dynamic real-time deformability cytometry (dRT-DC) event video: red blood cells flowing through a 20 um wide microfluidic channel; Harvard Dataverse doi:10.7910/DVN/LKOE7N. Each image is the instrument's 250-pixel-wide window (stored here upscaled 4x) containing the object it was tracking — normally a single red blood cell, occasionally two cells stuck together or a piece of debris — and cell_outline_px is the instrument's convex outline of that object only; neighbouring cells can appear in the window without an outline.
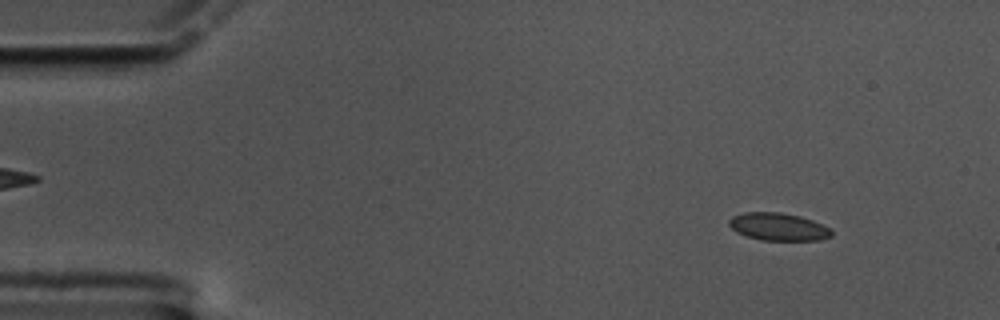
{"species": "common noctule bat (a hibernating species)", "species_latin": "Nyctalus noctula", "temperature_condition": "cold", "stored_images_in_passage": 59, "camera_frame_rate_fps": 3000, "um_per_image_px": 0.085, "animal": {"sex": "male", "body_mass_g": 17.5, "forearm_length_mm": 52.3}, "frame": {"image": 1, "passage_image": 6, "time_ms": 1.667, "image_size_px": [1000, 320], "cell_outline_px": [[832, 236], [820, 240], [760, 240], [744, 236], [736, 232], [728, 224], [728, 220], [732, 216], [744, 212], [780, 212], [800, 216], [812, 220], [828, 228], [832, 232]], "centroid_in_image_um": [66.11, 19.27], "position_along_channel_um": 18.9, "area_um2": 16.53}}
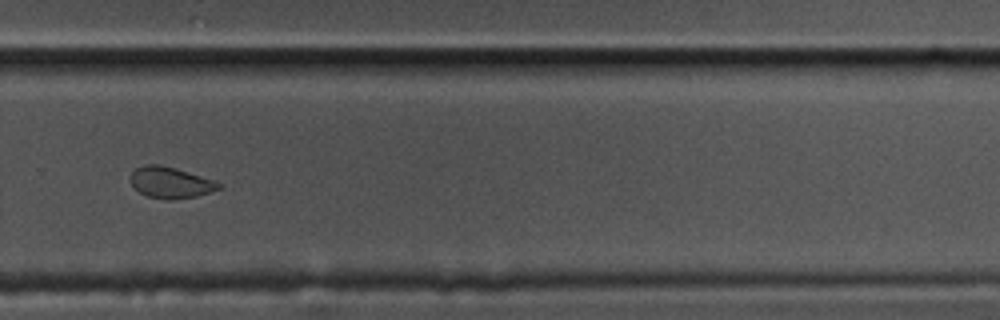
{"frame": {"image": 2, "passage_image": 40, "time_ms": 13.0, "image_size_px": [1000, 320], "cell_outline_px": [[224, 188], [196, 196], [172, 200], [168, 200], [148, 196], [140, 192], [128, 180], [132, 172], [136, 168], [144, 164], [160, 164], [176, 168], [224, 184]], "centroid_in_image_um": [14.5, 15.51], "position_along_channel_um": 315.3, "area_um2": 16.13}}
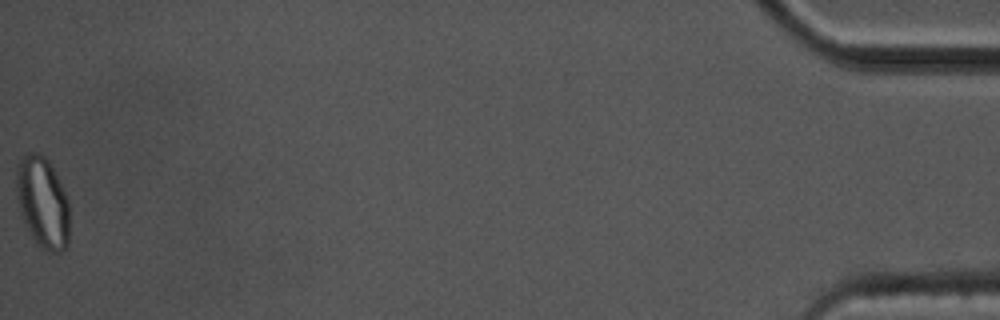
{"frame": {"image": 3, "passage_image": 59, "time_ms": 19.333, "image_size_px": [1000, 320], "cell_outline_px": [[68, 244], [60, 252], [52, 252], [40, 248], [24, 224], [16, 196], [16, 164], [28, 152], [40, 152], [48, 160], [68, 200]], "centroid_in_image_um": [3.59, 17.19], "position_along_channel_um": 431.6, "area_um2": 28.09}, "authors_computed_cell_mechanics": {"area_um2": 16.6464, "velocity_mm_per_s": 3.4011, "shape_relaxation_time_tau1_ms": null, "shape_relaxation_time_tau2_ms": 2.2917, "deformation_change_tau1": null, "deformation_change_tau2": 0.0531}}